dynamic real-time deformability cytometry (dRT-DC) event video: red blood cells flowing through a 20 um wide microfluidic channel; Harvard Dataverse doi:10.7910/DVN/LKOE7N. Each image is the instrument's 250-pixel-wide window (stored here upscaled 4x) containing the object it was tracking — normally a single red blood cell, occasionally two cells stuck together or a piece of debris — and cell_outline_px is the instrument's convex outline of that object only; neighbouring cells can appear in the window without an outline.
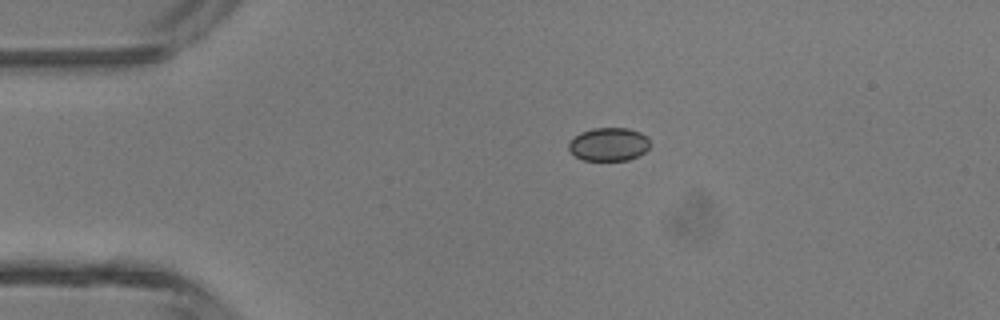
{"species": "common noctule bat (a hibernating species)", "species_latin": "Nyctalus noctula", "temperature_condition": "room temperature", "stored_images_in_passage": 3, "camera_frame_rate_fps": 3000, "um_per_image_px": 0.085, "animal": {"sex": "male", "body_mass_g": 13.3}, "frame": {"image": 1, "passage_image": 1, "time_ms": 0.0, "image_size_px": [1000, 320], "cell_outline_px": [[652, 144], [644, 152], [628, 160], [584, 160], [576, 156], [568, 148], [568, 140], [580, 132], [592, 128], [628, 128], [640, 132], [648, 136]], "centroid_in_image_um": [51.75, 12.25], "position_along_channel_um": 33.2, "area_um2": 15.95}}
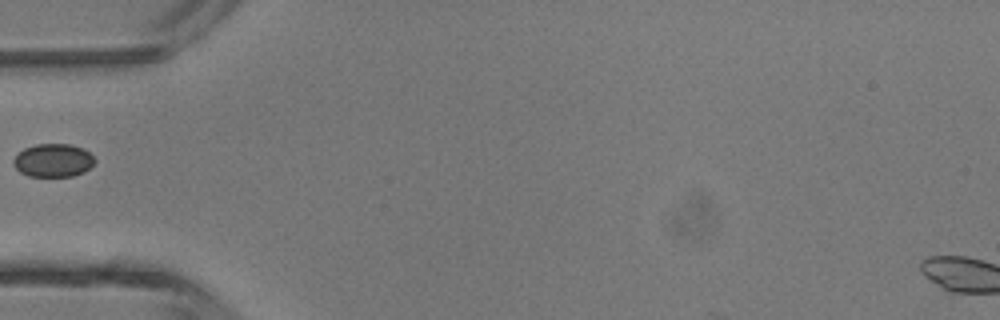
{"frame": {"image": 2, "passage_image": 3, "time_ms": 2.0, "image_size_px": [1000, 320], "cell_outline_px": [[96, 160], [84, 172], [72, 176], [28, 176], [20, 172], [16, 168], [12, 160], [24, 148], [36, 144], [68, 144], [84, 148]], "centroid_in_image_um": [4.51, 13.63], "position_along_channel_um": 80.5, "area_um2": 15.61}}